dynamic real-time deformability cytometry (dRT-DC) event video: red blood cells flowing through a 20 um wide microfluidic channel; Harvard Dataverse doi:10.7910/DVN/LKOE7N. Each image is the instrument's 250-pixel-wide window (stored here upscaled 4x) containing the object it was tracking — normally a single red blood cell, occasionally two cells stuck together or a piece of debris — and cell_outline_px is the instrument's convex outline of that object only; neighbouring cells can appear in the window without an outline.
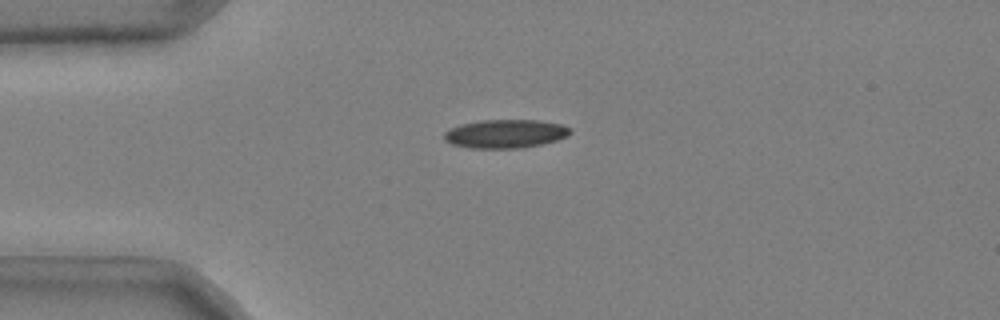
{"species": "common noctule bat (a hibernating species)", "species_latin": "Nyctalus noctula", "temperature_condition": "cold", "stored_images_in_passage": 37, "camera_frame_rate_fps": 3000, "um_per_image_px": 0.085, "animal": {"sex": "male", "body_mass_g": 20.4}, "frame": {"image": 1, "passage_image": 1, "time_ms": 0.0, "image_size_px": [1000, 320], "cell_outline_px": [[572, 132], [568, 136], [544, 144], [524, 148], [468, 148], [452, 144], [444, 140], [444, 132], [448, 128], [460, 124], [480, 120], [540, 120], [560, 124], [572, 128]], "centroid_in_image_um": [42.96, 11.37], "position_along_channel_um": 42.0, "area_um2": 21.33}}
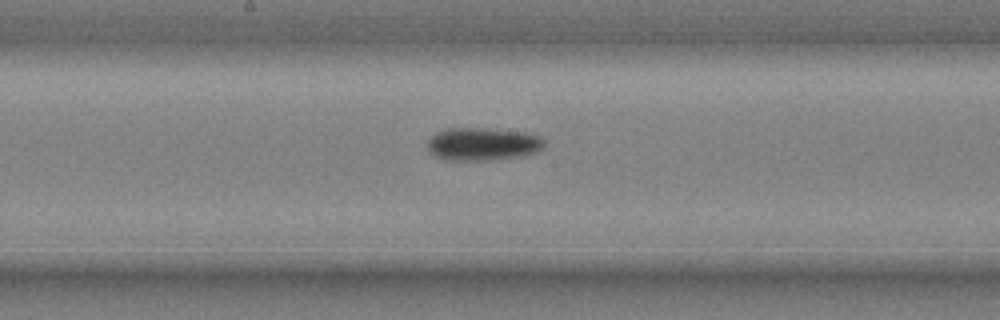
{"frame": {"image": 2, "passage_image": 16, "time_ms": 5.0, "image_size_px": [1000, 320], "cell_outline_px": [[544, 148], [540, 152], [524, 156], [496, 160], [448, 160], [436, 156], [428, 152], [424, 144], [436, 132], [444, 128], [484, 128], [524, 132], [540, 136], [544, 140]], "centroid_in_image_um": [41.03, 12.25], "position_along_channel_um": 207.2, "area_um2": 22.95}}
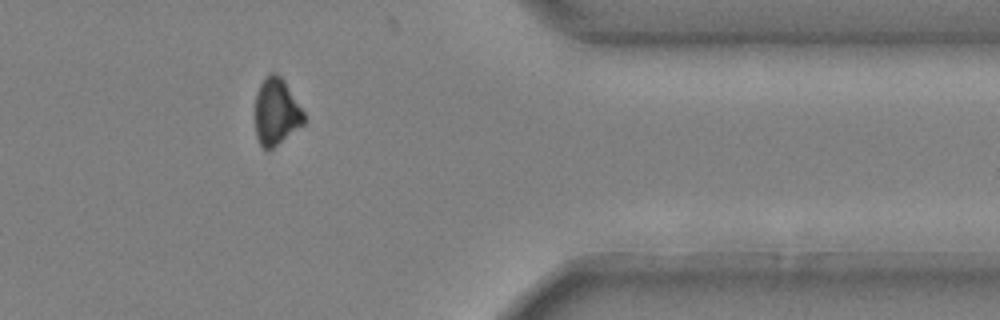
{"frame": {"image": 3, "passage_image": 32, "time_ms": 10.333, "image_size_px": [1000, 320], "cell_outline_px": [[304, 124], [268, 152], [264, 152], [256, 136], [256, 92], [260, 84], [272, 72], [276, 72], [284, 80], [304, 112]], "centroid_in_image_um": [23.48, 9.54], "position_along_channel_um": 387.9, "area_um2": 18.96}, "authors_computed_cell_mechanics": {"area_um2": 21.3282, "velocity_mm_per_s": 3.7228, "shape_relaxation_time_tau1_ms": 2.9432, "shape_relaxation_time_tau2_ms": null, "deformation_change_tau1": 0.121, "deformation_change_tau2": null}}